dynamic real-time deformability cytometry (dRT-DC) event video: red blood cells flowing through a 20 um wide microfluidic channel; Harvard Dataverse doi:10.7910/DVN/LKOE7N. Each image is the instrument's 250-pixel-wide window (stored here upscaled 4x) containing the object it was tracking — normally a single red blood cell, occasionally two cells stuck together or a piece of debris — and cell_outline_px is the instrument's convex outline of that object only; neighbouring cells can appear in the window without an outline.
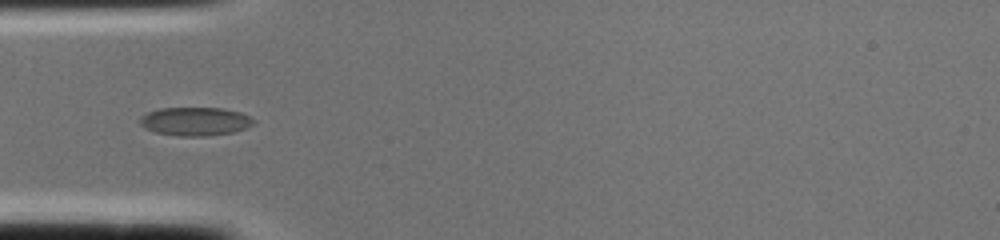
{"species": "common noctule bat (a hibernating species)", "species_latin": "Nyctalus noctula", "temperature_condition": "cold", "stored_images_in_passage": 1, "camera_frame_rate_fps": 3000, "um_per_image_px": 0.085, "animal": {"sex": "female", "body_mass_g": 22.0, "forearm_length_mm": 56.7}, "frame": {"image": 1, "passage_image": 1, "time_ms": 0.0, "image_size_px": [1000, 240], "cell_outline_px": [[256, 120], [248, 128], [232, 132], [208, 136], [180, 136], [156, 132], [144, 128], [140, 124], [140, 116], [148, 112], [160, 108], [224, 108], [240, 112]], "centroid_in_image_um": [16.59, 10.32], "position_along_channel_um": 68.4, "area_um2": 18.9}}